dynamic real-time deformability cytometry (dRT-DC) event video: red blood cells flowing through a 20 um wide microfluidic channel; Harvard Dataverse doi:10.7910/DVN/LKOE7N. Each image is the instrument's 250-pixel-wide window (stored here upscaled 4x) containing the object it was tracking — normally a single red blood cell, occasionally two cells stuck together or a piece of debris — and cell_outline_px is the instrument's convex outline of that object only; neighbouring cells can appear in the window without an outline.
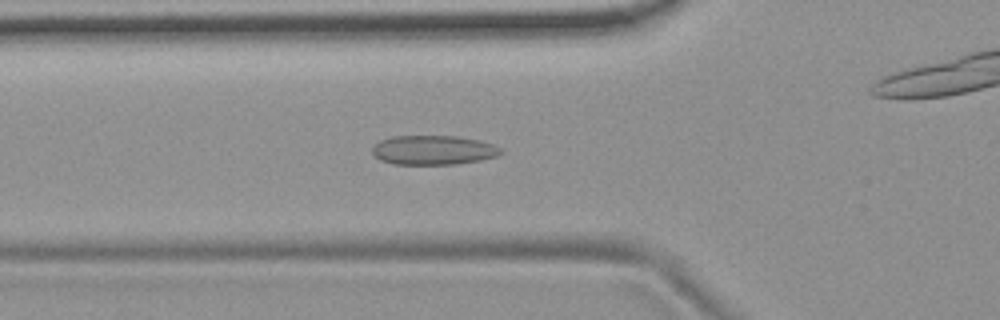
{"species": "common noctule bat (a hibernating species)", "species_latin": "Nyctalus noctula", "temperature_condition": "room temperature", "stored_images_in_passage": 55, "camera_frame_rate_fps": 3000, "um_per_image_px": 0.085, "animal": {"sex": "female", "body_mass_g": 19.9}, "frame": {"image": 1, "passage_image": 19, "time_ms": 6.0, "image_size_px": [1000, 320], "cell_outline_px": [[504, 152], [496, 156], [480, 160], [456, 164], [392, 164], [380, 160], [372, 156], [372, 148], [380, 140], [392, 136], [456, 136], [480, 140], [492, 144], [500, 148]], "centroid_in_image_um": [36.8, 12.76], "position_along_channel_um": 89.0, "area_um2": 22.08}}
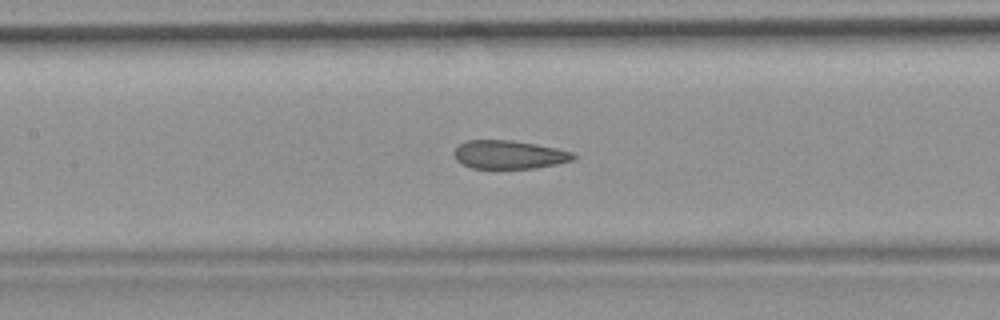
{"frame": {"image": 2, "passage_image": 25, "time_ms": 8.0, "image_size_px": [1000, 320], "cell_outline_px": [[576, 156], [572, 160], [556, 164], [536, 168], [472, 168], [456, 160], [456, 148], [460, 144], [468, 140], [512, 140], [536, 144], [556, 148], [572, 152]], "centroid_in_image_um": [43.29, 13.14], "position_along_channel_um": 164.1, "area_um2": 19.48}}
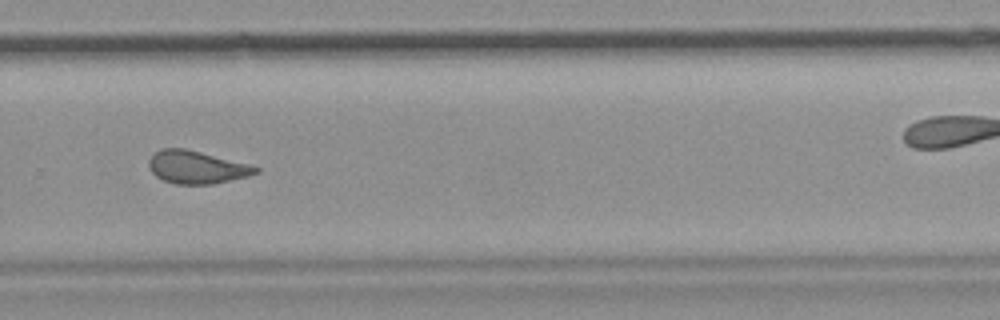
{"frame": {"image": 3, "passage_image": 37, "time_ms": 12.0, "image_size_px": [1000, 320], "cell_outline_px": [[260, 172], [248, 176], [212, 184], [176, 184], [164, 180], [156, 176], [148, 168], [148, 160], [156, 152], [164, 148], [184, 148], [248, 164], [260, 168]], "centroid_in_image_um": [16.7, 14.22], "position_along_channel_um": 313.1, "area_um2": 20.17}, "authors_computed_cell_mechanics": {"area_um2": 21.3282, "velocity_mm_per_s": 3.7304, "shape_relaxation_time_tau1_ms": null, "shape_relaxation_time_tau2_ms": 1.8182, "deformation_change_tau1": null, "deformation_change_tau2": 0.0894}}